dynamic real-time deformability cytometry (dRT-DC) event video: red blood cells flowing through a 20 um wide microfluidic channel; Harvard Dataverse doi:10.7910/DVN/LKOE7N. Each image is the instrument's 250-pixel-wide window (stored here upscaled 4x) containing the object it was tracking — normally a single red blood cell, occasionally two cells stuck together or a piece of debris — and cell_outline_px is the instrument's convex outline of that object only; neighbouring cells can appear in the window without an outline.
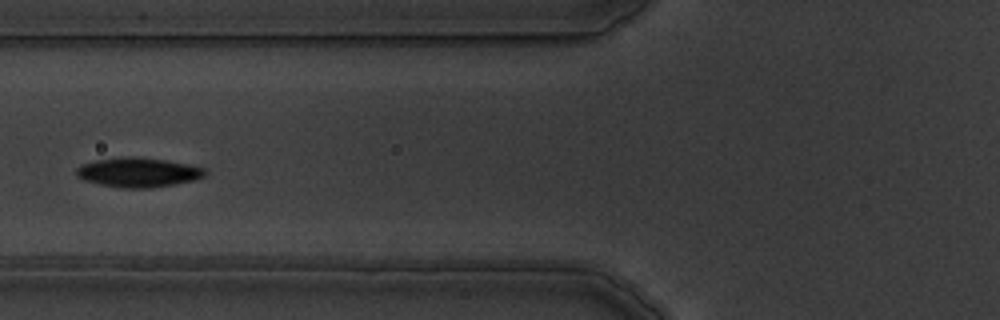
{"species": "common noctule bat (a hibernating species)", "species_latin": "Nyctalus noctula", "temperature_condition": "warm", "stored_images_in_passage": 3, "camera_frame_rate_fps": 3000, "um_per_image_px": 0.085, "animal": {"sex": "male", "body_mass_g": 19.5, "forearm_length_mm": 54.6}, "frame": {"image": 1, "passage_image": 3, "time_ms": 2.333, "image_size_px": [1000, 320], "cell_outline_px": [[208, 172], [204, 176], [192, 180], [152, 188], [124, 188], [100, 184], [84, 180], [76, 176], [76, 168], [80, 164], [96, 160], [120, 156], [132, 156], [164, 160], [204, 168]], "centroid_in_image_um": [11.68, 14.64], "position_along_channel_um": 114.1, "area_um2": 21.96}}